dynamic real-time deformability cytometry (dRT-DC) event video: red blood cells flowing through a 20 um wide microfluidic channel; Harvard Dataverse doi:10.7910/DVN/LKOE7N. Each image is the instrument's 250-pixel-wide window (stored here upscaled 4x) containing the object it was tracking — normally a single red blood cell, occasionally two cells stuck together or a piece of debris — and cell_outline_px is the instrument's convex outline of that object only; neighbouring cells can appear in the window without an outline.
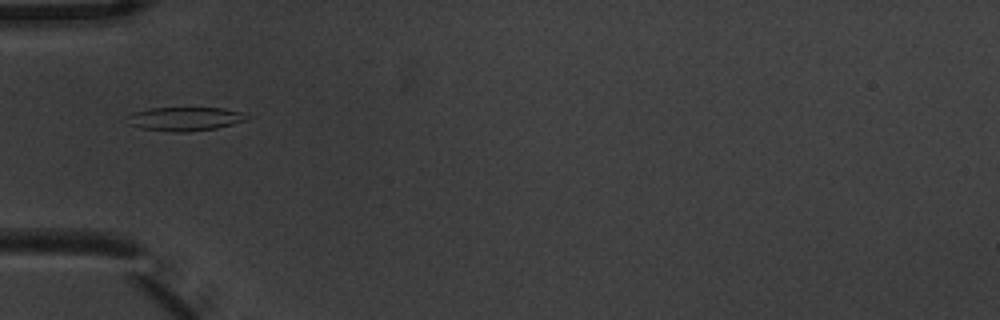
{"species": "common noctule bat (a hibernating species)", "species_latin": "Nyctalus noctula", "temperature_condition": "warm", "stored_images_in_passage": 3, "camera_frame_rate_fps": 3000, "um_per_image_px": 0.085, "animal": {"sex": "male", "body_mass_g": 20.1, "forearm_length_mm": 53.5}, "frame": {"image": 1, "passage_image": 1, "time_ms": 0.0, "image_size_px": [1000, 320], "cell_outline_px": [[248, 120], [216, 128], [184, 132], [176, 132], [140, 128], [128, 124], [124, 116], [132, 112], [152, 108], [224, 108], [240, 112], [248, 116]], "centroid_in_image_um": [15.65, 10.1], "position_along_channel_um": 69.3, "area_um2": 16.59}}
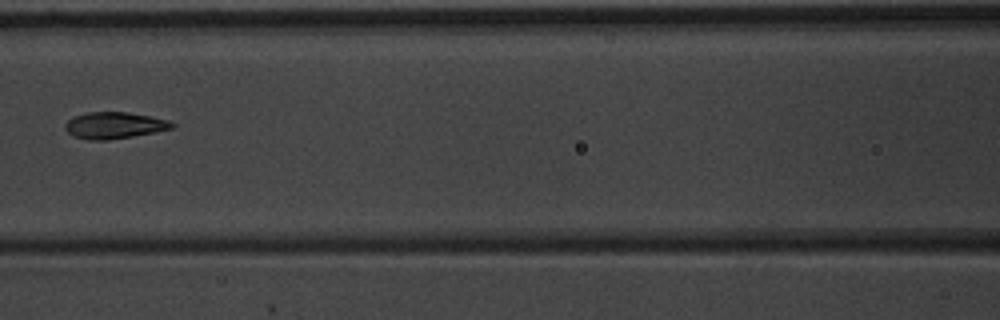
{"frame": {"image": 2, "passage_image": 3, "time_ms": 0.667, "image_size_px": [1000, 320], "cell_outline_px": [[176, 124], [172, 128], [156, 132], [108, 140], [88, 140], [76, 136], [68, 132], [64, 128], [64, 124], [72, 116], [88, 112], [128, 112], [168, 120]], "centroid_in_image_um": [9.7, 10.65], "position_along_channel_um": 156.9, "area_um2": 16.47}}